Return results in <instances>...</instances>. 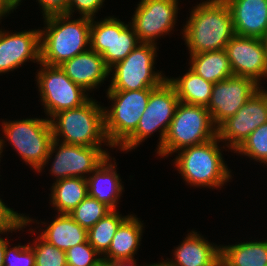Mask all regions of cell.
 <instances>
[{
  "label": "cell",
  "mask_w": 267,
  "mask_h": 266,
  "mask_svg": "<svg viewBox=\"0 0 267 266\" xmlns=\"http://www.w3.org/2000/svg\"><path fill=\"white\" fill-rule=\"evenodd\" d=\"M235 35L262 38L267 32V0H224Z\"/></svg>",
  "instance_id": "obj_18"
},
{
  "label": "cell",
  "mask_w": 267,
  "mask_h": 266,
  "mask_svg": "<svg viewBox=\"0 0 267 266\" xmlns=\"http://www.w3.org/2000/svg\"><path fill=\"white\" fill-rule=\"evenodd\" d=\"M143 224L129 215L119 226L104 257L111 260L132 259L140 246ZM106 255V256H105Z\"/></svg>",
  "instance_id": "obj_22"
},
{
  "label": "cell",
  "mask_w": 267,
  "mask_h": 266,
  "mask_svg": "<svg viewBox=\"0 0 267 266\" xmlns=\"http://www.w3.org/2000/svg\"><path fill=\"white\" fill-rule=\"evenodd\" d=\"M179 103L173 85L166 79L150 93L148 104L136 130L118 147L121 151L135 149L153 132H160L158 148L163 144L169 125Z\"/></svg>",
  "instance_id": "obj_8"
},
{
  "label": "cell",
  "mask_w": 267,
  "mask_h": 266,
  "mask_svg": "<svg viewBox=\"0 0 267 266\" xmlns=\"http://www.w3.org/2000/svg\"><path fill=\"white\" fill-rule=\"evenodd\" d=\"M152 90H107L114 101L110 110L104 108L105 133L112 147H119L136 130Z\"/></svg>",
  "instance_id": "obj_7"
},
{
  "label": "cell",
  "mask_w": 267,
  "mask_h": 266,
  "mask_svg": "<svg viewBox=\"0 0 267 266\" xmlns=\"http://www.w3.org/2000/svg\"><path fill=\"white\" fill-rule=\"evenodd\" d=\"M265 51H266V57H267V32L265 33V35L261 38Z\"/></svg>",
  "instance_id": "obj_42"
},
{
  "label": "cell",
  "mask_w": 267,
  "mask_h": 266,
  "mask_svg": "<svg viewBox=\"0 0 267 266\" xmlns=\"http://www.w3.org/2000/svg\"><path fill=\"white\" fill-rule=\"evenodd\" d=\"M97 255L100 254L86 241L66 251L67 266H94L102 260Z\"/></svg>",
  "instance_id": "obj_32"
},
{
  "label": "cell",
  "mask_w": 267,
  "mask_h": 266,
  "mask_svg": "<svg viewBox=\"0 0 267 266\" xmlns=\"http://www.w3.org/2000/svg\"><path fill=\"white\" fill-rule=\"evenodd\" d=\"M41 62L40 30L9 33L0 30V73L20 67L25 61Z\"/></svg>",
  "instance_id": "obj_17"
},
{
  "label": "cell",
  "mask_w": 267,
  "mask_h": 266,
  "mask_svg": "<svg viewBox=\"0 0 267 266\" xmlns=\"http://www.w3.org/2000/svg\"><path fill=\"white\" fill-rule=\"evenodd\" d=\"M51 189V205L58 214H69L88 196L87 179L70 177L54 181Z\"/></svg>",
  "instance_id": "obj_25"
},
{
  "label": "cell",
  "mask_w": 267,
  "mask_h": 266,
  "mask_svg": "<svg viewBox=\"0 0 267 266\" xmlns=\"http://www.w3.org/2000/svg\"><path fill=\"white\" fill-rule=\"evenodd\" d=\"M4 142H6V141H4L2 138L0 139V157H1V153L3 152V149L2 148H4Z\"/></svg>",
  "instance_id": "obj_44"
},
{
  "label": "cell",
  "mask_w": 267,
  "mask_h": 266,
  "mask_svg": "<svg viewBox=\"0 0 267 266\" xmlns=\"http://www.w3.org/2000/svg\"><path fill=\"white\" fill-rule=\"evenodd\" d=\"M9 12L11 13V11L0 0V20L5 15L7 16V14H10Z\"/></svg>",
  "instance_id": "obj_40"
},
{
  "label": "cell",
  "mask_w": 267,
  "mask_h": 266,
  "mask_svg": "<svg viewBox=\"0 0 267 266\" xmlns=\"http://www.w3.org/2000/svg\"><path fill=\"white\" fill-rule=\"evenodd\" d=\"M167 80L176 90L179 102L191 105L206 106L209 104L213 83L197 75L191 69L182 77Z\"/></svg>",
  "instance_id": "obj_26"
},
{
  "label": "cell",
  "mask_w": 267,
  "mask_h": 266,
  "mask_svg": "<svg viewBox=\"0 0 267 266\" xmlns=\"http://www.w3.org/2000/svg\"><path fill=\"white\" fill-rule=\"evenodd\" d=\"M28 245L6 246L4 254V266H35V254L33 248Z\"/></svg>",
  "instance_id": "obj_34"
},
{
  "label": "cell",
  "mask_w": 267,
  "mask_h": 266,
  "mask_svg": "<svg viewBox=\"0 0 267 266\" xmlns=\"http://www.w3.org/2000/svg\"><path fill=\"white\" fill-rule=\"evenodd\" d=\"M8 243L7 238L4 239L0 237V266H4V254Z\"/></svg>",
  "instance_id": "obj_38"
},
{
  "label": "cell",
  "mask_w": 267,
  "mask_h": 266,
  "mask_svg": "<svg viewBox=\"0 0 267 266\" xmlns=\"http://www.w3.org/2000/svg\"><path fill=\"white\" fill-rule=\"evenodd\" d=\"M267 123V90L260 87L248 101L217 127V137L227 147L236 150L259 126ZM227 141V142H226Z\"/></svg>",
  "instance_id": "obj_13"
},
{
  "label": "cell",
  "mask_w": 267,
  "mask_h": 266,
  "mask_svg": "<svg viewBox=\"0 0 267 266\" xmlns=\"http://www.w3.org/2000/svg\"><path fill=\"white\" fill-rule=\"evenodd\" d=\"M55 152L50 172L56 181L70 177L86 179L109 156L101 147L70 145L53 139L44 166Z\"/></svg>",
  "instance_id": "obj_12"
},
{
  "label": "cell",
  "mask_w": 267,
  "mask_h": 266,
  "mask_svg": "<svg viewBox=\"0 0 267 266\" xmlns=\"http://www.w3.org/2000/svg\"><path fill=\"white\" fill-rule=\"evenodd\" d=\"M225 266H267V240L221 246Z\"/></svg>",
  "instance_id": "obj_27"
},
{
  "label": "cell",
  "mask_w": 267,
  "mask_h": 266,
  "mask_svg": "<svg viewBox=\"0 0 267 266\" xmlns=\"http://www.w3.org/2000/svg\"><path fill=\"white\" fill-rule=\"evenodd\" d=\"M104 0H68L67 15H73V9L79 11L81 16L93 18L102 7ZM75 7V8H74Z\"/></svg>",
  "instance_id": "obj_35"
},
{
  "label": "cell",
  "mask_w": 267,
  "mask_h": 266,
  "mask_svg": "<svg viewBox=\"0 0 267 266\" xmlns=\"http://www.w3.org/2000/svg\"><path fill=\"white\" fill-rule=\"evenodd\" d=\"M144 266V265H143ZM146 266H169L168 262L166 260H164L163 262H158V263H152V264H149V265H146Z\"/></svg>",
  "instance_id": "obj_41"
},
{
  "label": "cell",
  "mask_w": 267,
  "mask_h": 266,
  "mask_svg": "<svg viewBox=\"0 0 267 266\" xmlns=\"http://www.w3.org/2000/svg\"><path fill=\"white\" fill-rule=\"evenodd\" d=\"M236 152L267 164V123L257 127L234 153Z\"/></svg>",
  "instance_id": "obj_30"
},
{
  "label": "cell",
  "mask_w": 267,
  "mask_h": 266,
  "mask_svg": "<svg viewBox=\"0 0 267 266\" xmlns=\"http://www.w3.org/2000/svg\"><path fill=\"white\" fill-rule=\"evenodd\" d=\"M31 246L35 254V266H67L66 252L48 243L41 236Z\"/></svg>",
  "instance_id": "obj_31"
},
{
  "label": "cell",
  "mask_w": 267,
  "mask_h": 266,
  "mask_svg": "<svg viewBox=\"0 0 267 266\" xmlns=\"http://www.w3.org/2000/svg\"><path fill=\"white\" fill-rule=\"evenodd\" d=\"M233 75L253 79L267 77V57L260 38L234 35L224 49Z\"/></svg>",
  "instance_id": "obj_16"
},
{
  "label": "cell",
  "mask_w": 267,
  "mask_h": 266,
  "mask_svg": "<svg viewBox=\"0 0 267 266\" xmlns=\"http://www.w3.org/2000/svg\"><path fill=\"white\" fill-rule=\"evenodd\" d=\"M40 236L58 249L69 248L87 241V229L77 223L69 214H58Z\"/></svg>",
  "instance_id": "obj_23"
},
{
  "label": "cell",
  "mask_w": 267,
  "mask_h": 266,
  "mask_svg": "<svg viewBox=\"0 0 267 266\" xmlns=\"http://www.w3.org/2000/svg\"><path fill=\"white\" fill-rule=\"evenodd\" d=\"M25 214H20L10 209L0 198V234L9 233L15 230H22L28 223L33 222L31 218L26 217Z\"/></svg>",
  "instance_id": "obj_33"
},
{
  "label": "cell",
  "mask_w": 267,
  "mask_h": 266,
  "mask_svg": "<svg viewBox=\"0 0 267 266\" xmlns=\"http://www.w3.org/2000/svg\"><path fill=\"white\" fill-rule=\"evenodd\" d=\"M94 266H106V258H102L96 265Z\"/></svg>",
  "instance_id": "obj_43"
},
{
  "label": "cell",
  "mask_w": 267,
  "mask_h": 266,
  "mask_svg": "<svg viewBox=\"0 0 267 266\" xmlns=\"http://www.w3.org/2000/svg\"><path fill=\"white\" fill-rule=\"evenodd\" d=\"M183 28L190 54L225 49L235 35L230 9L224 0H207L191 10Z\"/></svg>",
  "instance_id": "obj_1"
},
{
  "label": "cell",
  "mask_w": 267,
  "mask_h": 266,
  "mask_svg": "<svg viewBox=\"0 0 267 266\" xmlns=\"http://www.w3.org/2000/svg\"><path fill=\"white\" fill-rule=\"evenodd\" d=\"M2 124L7 141L12 144L24 162L32 167V170L40 173L53 141L49 117L4 121Z\"/></svg>",
  "instance_id": "obj_6"
},
{
  "label": "cell",
  "mask_w": 267,
  "mask_h": 266,
  "mask_svg": "<svg viewBox=\"0 0 267 266\" xmlns=\"http://www.w3.org/2000/svg\"><path fill=\"white\" fill-rule=\"evenodd\" d=\"M110 155L87 177L88 195L117 210L119 197L123 191L121 179L116 172V162Z\"/></svg>",
  "instance_id": "obj_21"
},
{
  "label": "cell",
  "mask_w": 267,
  "mask_h": 266,
  "mask_svg": "<svg viewBox=\"0 0 267 266\" xmlns=\"http://www.w3.org/2000/svg\"><path fill=\"white\" fill-rule=\"evenodd\" d=\"M111 211L112 209L105 203L99 202L88 195L69 215L83 228L88 230Z\"/></svg>",
  "instance_id": "obj_29"
},
{
  "label": "cell",
  "mask_w": 267,
  "mask_h": 266,
  "mask_svg": "<svg viewBox=\"0 0 267 266\" xmlns=\"http://www.w3.org/2000/svg\"><path fill=\"white\" fill-rule=\"evenodd\" d=\"M71 17L67 14L44 17L46 25L40 29L41 63L60 66L90 49L91 18L81 16L71 20Z\"/></svg>",
  "instance_id": "obj_2"
},
{
  "label": "cell",
  "mask_w": 267,
  "mask_h": 266,
  "mask_svg": "<svg viewBox=\"0 0 267 266\" xmlns=\"http://www.w3.org/2000/svg\"><path fill=\"white\" fill-rule=\"evenodd\" d=\"M139 43L130 23L110 16L100 22L91 18L90 49L102 55L109 69L124 60Z\"/></svg>",
  "instance_id": "obj_11"
},
{
  "label": "cell",
  "mask_w": 267,
  "mask_h": 266,
  "mask_svg": "<svg viewBox=\"0 0 267 266\" xmlns=\"http://www.w3.org/2000/svg\"><path fill=\"white\" fill-rule=\"evenodd\" d=\"M156 49L154 44L139 43L124 60L112 66L109 72L113 76L108 90L133 91L158 87L167 77L162 76V72L153 71Z\"/></svg>",
  "instance_id": "obj_9"
},
{
  "label": "cell",
  "mask_w": 267,
  "mask_h": 266,
  "mask_svg": "<svg viewBox=\"0 0 267 266\" xmlns=\"http://www.w3.org/2000/svg\"><path fill=\"white\" fill-rule=\"evenodd\" d=\"M36 76L40 98L51 119L56 113L84 105L91 98L83 87L75 84L60 66L39 63Z\"/></svg>",
  "instance_id": "obj_10"
},
{
  "label": "cell",
  "mask_w": 267,
  "mask_h": 266,
  "mask_svg": "<svg viewBox=\"0 0 267 266\" xmlns=\"http://www.w3.org/2000/svg\"><path fill=\"white\" fill-rule=\"evenodd\" d=\"M22 0H1V2L10 10L13 11L21 3Z\"/></svg>",
  "instance_id": "obj_39"
},
{
  "label": "cell",
  "mask_w": 267,
  "mask_h": 266,
  "mask_svg": "<svg viewBox=\"0 0 267 266\" xmlns=\"http://www.w3.org/2000/svg\"><path fill=\"white\" fill-rule=\"evenodd\" d=\"M190 55V69L213 84L233 76L224 49Z\"/></svg>",
  "instance_id": "obj_24"
},
{
  "label": "cell",
  "mask_w": 267,
  "mask_h": 266,
  "mask_svg": "<svg viewBox=\"0 0 267 266\" xmlns=\"http://www.w3.org/2000/svg\"><path fill=\"white\" fill-rule=\"evenodd\" d=\"M128 216H121L119 212L112 210L87 230V241L99 254L104 255L120 224Z\"/></svg>",
  "instance_id": "obj_28"
},
{
  "label": "cell",
  "mask_w": 267,
  "mask_h": 266,
  "mask_svg": "<svg viewBox=\"0 0 267 266\" xmlns=\"http://www.w3.org/2000/svg\"><path fill=\"white\" fill-rule=\"evenodd\" d=\"M217 137V127L206 106L179 102L158 155L168 156L185 147L198 145Z\"/></svg>",
  "instance_id": "obj_5"
},
{
  "label": "cell",
  "mask_w": 267,
  "mask_h": 266,
  "mask_svg": "<svg viewBox=\"0 0 267 266\" xmlns=\"http://www.w3.org/2000/svg\"><path fill=\"white\" fill-rule=\"evenodd\" d=\"M213 266H225V263L220 259L216 264Z\"/></svg>",
  "instance_id": "obj_45"
},
{
  "label": "cell",
  "mask_w": 267,
  "mask_h": 266,
  "mask_svg": "<svg viewBox=\"0 0 267 266\" xmlns=\"http://www.w3.org/2000/svg\"><path fill=\"white\" fill-rule=\"evenodd\" d=\"M259 86L253 79L235 75L213 84L206 108L215 126L218 127L227 118L234 116Z\"/></svg>",
  "instance_id": "obj_15"
},
{
  "label": "cell",
  "mask_w": 267,
  "mask_h": 266,
  "mask_svg": "<svg viewBox=\"0 0 267 266\" xmlns=\"http://www.w3.org/2000/svg\"><path fill=\"white\" fill-rule=\"evenodd\" d=\"M221 257V246L210 244L203 236L192 231L174 250L169 266H213Z\"/></svg>",
  "instance_id": "obj_20"
},
{
  "label": "cell",
  "mask_w": 267,
  "mask_h": 266,
  "mask_svg": "<svg viewBox=\"0 0 267 266\" xmlns=\"http://www.w3.org/2000/svg\"><path fill=\"white\" fill-rule=\"evenodd\" d=\"M90 99L84 105L56 113L50 123L53 139L70 145L101 147L109 144L105 133L104 107Z\"/></svg>",
  "instance_id": "obj_3"
},
{
  "label": "cell",
  "mask_w": 267,
  "mask_h": 266,
  "mask_svg": "<svg viewBox=\"0 0 267 266\" xmlns=\"http://www.w3.org/2000/svg\"><path fill=\"white\" fill-rule=\"evenodd\" d=\"M41 5L43 18L55 15L66 14L68 0H38Z\"/></svg>",
  "instance_id": "obj_36"
},
{
  "label": "cell",
  "mask_w": 267,
  "mask_h": 266,
  "mask_svg": "<svg viewBox=\"0 0 267 266\" xmlns=\"http://www.w3.org/2000/svg\"><path fill=\"white\" fill-rule=\"evenodd\" d=\"M178 9V0H141L130 22L140 43L156 45L157 37L172 31Z\"/></svg>",
  "instance_id": "obj_14"
},
{
  "label": "cell",
  "mask_w": 267,
  "mask_h": 266,
  "mask_svg": "<svg viewBox=\"0 0 267 266\" xmlns=\"http://www.w3.org/2000/svg\"><path fill=\"white\" fill-rule=\"evenodd\" d=\"M220 140L215 137L207 142L178 150L175 166L179 174L191 186L218 188L231 176L222 157ZM218 143V144H217Z\"/></svg>",
  "instance_id": "obj_4"
},
{
  "label": "cell",
  "mask_w": 267,
  "mask_h": 266,
  "mask_svg": "<svg viewBox=\"0 0 267 266\" xmlns=\"http://www.w3.org/2000/svg\"><path fill=\"white\" fill-rule=\"evenodd\" d=\"M65 74L86 91L104 83L110 75L101 54L94 50H87L60 65Z\"/></svg>",
  "instance_id": "obj_19"
},
{
  "label": "cell",
  "mask_w": 267,
  "mask_h": 266,
  "mask_svg": "<svg viewBox=\"0 0 267 266\" xmlns=\"http://www.w3.org/2000/svg\"><path fill=\"white\" fill-rule=\"evenodd\" d=\"M120 259V260H111L106 258V266H137V259Z\"/></svg>",
  "instance_id": "obj_37"
}]
</instances>
